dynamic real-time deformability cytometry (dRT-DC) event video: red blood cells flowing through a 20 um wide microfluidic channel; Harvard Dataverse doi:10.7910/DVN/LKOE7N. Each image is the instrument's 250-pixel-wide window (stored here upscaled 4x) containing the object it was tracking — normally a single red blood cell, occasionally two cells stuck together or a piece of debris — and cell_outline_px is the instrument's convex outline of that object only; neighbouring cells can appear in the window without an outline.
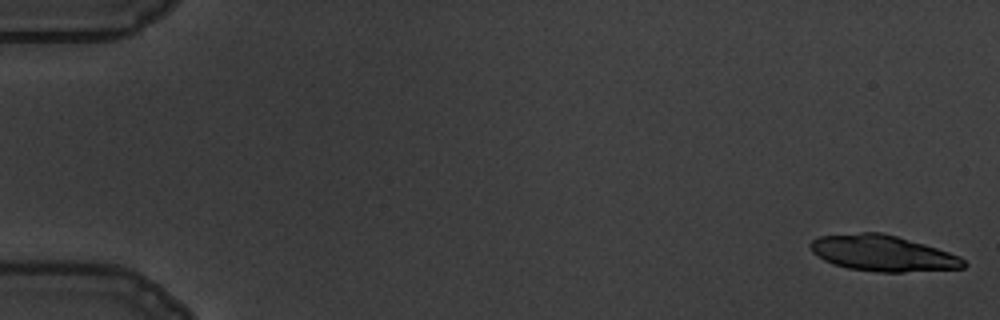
{"species": "common noctule bat (a hibernating species)", "species_latin": "Nyctalus noctula", "temperature_condition": "warm", "stored_images_in_passage": 19, "camera_frame_rate_fps": 3000, "um_per_image_px": 0.085, "animal": {"sex": "male", "body_mass_g": 19.5, "forearm_length_mm": 54.6}, "frame": {"image": 1, "passage_image": 1, "time_ms": 0.0, "image_size_px": [1000, 320], "cell_outline_px": [[968, 264], [964, 268], [904, 272], [880, 272], [848, 268], [832, 264], [824, 260], [812, 252], [808, 244], [812, 240], [820, 236], [860, 232], [880, 232], [896, 236], [924, 244], [960, 256]], "centroid_in_image_um": [75.02, 21.53], "position_along_channel_um": 10.0, "area_um2": 32.02}}